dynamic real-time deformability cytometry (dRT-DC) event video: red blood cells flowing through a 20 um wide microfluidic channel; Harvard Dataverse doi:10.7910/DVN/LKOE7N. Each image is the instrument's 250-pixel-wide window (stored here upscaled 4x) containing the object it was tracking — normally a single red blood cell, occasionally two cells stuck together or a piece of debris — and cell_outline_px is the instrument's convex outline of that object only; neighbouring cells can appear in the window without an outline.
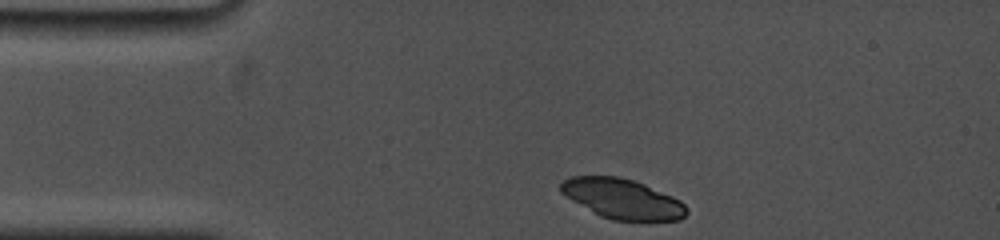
{"species": "common noctule bat (a hibernating species)", "species_latin": "Nyctalus noctula", "temperature_condition": "cold", "stored_images_in_passage": 2, "camera_frame_rate_fps": 5000, "um_per_image_px": 0.085, "animal": {"sex": "female", "body_mass_g": 19.0, "forearm_length_mm": 53.3}, "frame": {"image": 1, "passage_image": 1, "time_ms": 0.0, "image_size_px": [1000, 240], "cell_outline_px": [[688, 212], [680, 220], [612, 220], [600, 216], [572, 200], [560, 192], [560, 184], [564, 180], [572, 176], [620, 176], [644, 184], [672, 196], [680, 200], [688, 208]], "centroid_in_image_um": [52.91, 16.89], "position_along_channel_um": 32.1, "area_um2": 29.07}}